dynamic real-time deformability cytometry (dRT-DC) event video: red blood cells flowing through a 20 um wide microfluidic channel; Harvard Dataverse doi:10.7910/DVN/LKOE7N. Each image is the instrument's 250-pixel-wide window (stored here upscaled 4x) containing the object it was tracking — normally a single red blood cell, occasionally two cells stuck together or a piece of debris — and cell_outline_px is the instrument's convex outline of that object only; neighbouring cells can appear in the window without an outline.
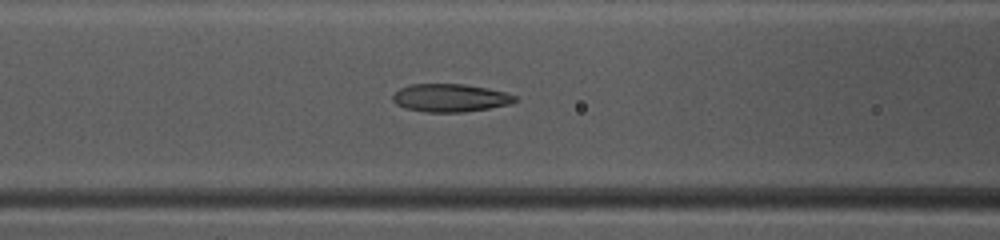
{"species": "common noctule bat (a hibernating species)", "species_latin": "Nyctalus noctula", "temperature_condition": "warm", "stored_images_in_passage": 38, "camera_frame_rate_fps": 3000, "um_per_image_px": 0.085, "animal": {"sex": "female", "body_mass_g": 10.0, "forearm_length_mm": 53.1}, "frame": {"image": 1, "passage_image": 10, "time_ms": 3.0, "image_size_px": [1000, 240], "cell_outline_px": [[516, 100], [508, 104], [488, 108], [464, 112], [424, 112], [404, 108], [396, 104], [392, 100], [392, 96], [400, 88], [412, 84], [464, 84], [488, 88], [504, 92], [516, 96]], "centroid_in_image_um": [38.23, 8.32], "position_along_channel_um": 128.4, "area_um2": 19.83}}
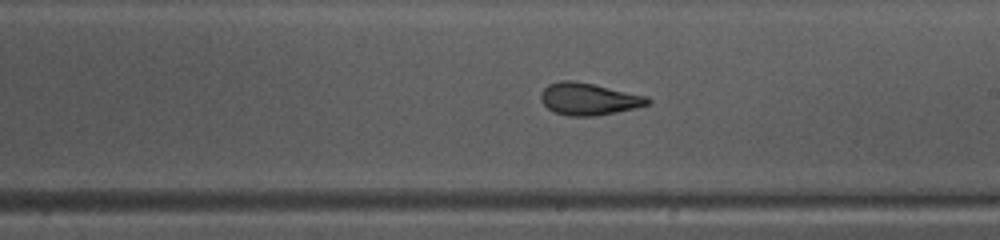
{"frame": {"image": 2, "passage_image": 18, "time_ms": 5.667, "image_size_px": [1000, 240], "cell_outline_px": [[652, 100], [648, 104], [636, 108], [596, 116], [568, 116], [556, 112], [548, 108], [540, 100], [540, 92], [548, 84], [560, 80], [572, 80], [592, 84], [648, 96]], "centroid_in_image_um": [50.03, 8.41], "position_along_channel_um": 239.0, "area_um2": 20.0}}
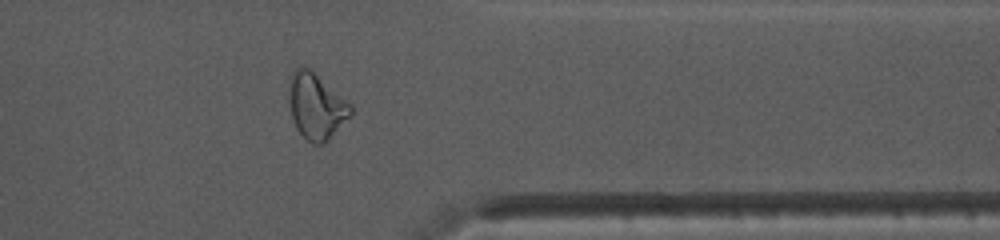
{"frame": {"image": 3, "passage_image": 29, "time_ms": 9.333, "image_size_px": [1000, 240], "cell_outline_px": [[352, 112], [324, 144], [312, 144], [296, 128], [292, 116], [288, 100], [288, 80], [292, 72], [296, 68], [304, 64], [352, 104]], "centroid_in_image_um": [26.83, 8.98], "position_along_channel_um": 384.6, "area_um2": 23.58}, "authors_computed_cell_mechanics": {"area_um2": 20.6346, "velocity_mm_per_s": 4.1501, "shape_relaxation_time_tau1_ms": 5.6623, "shape_relaxation_time_tau2_ms": 1.3334, "deformation_change_tau1": 0.2015, "deformation_change_tau2": 0.0966}}